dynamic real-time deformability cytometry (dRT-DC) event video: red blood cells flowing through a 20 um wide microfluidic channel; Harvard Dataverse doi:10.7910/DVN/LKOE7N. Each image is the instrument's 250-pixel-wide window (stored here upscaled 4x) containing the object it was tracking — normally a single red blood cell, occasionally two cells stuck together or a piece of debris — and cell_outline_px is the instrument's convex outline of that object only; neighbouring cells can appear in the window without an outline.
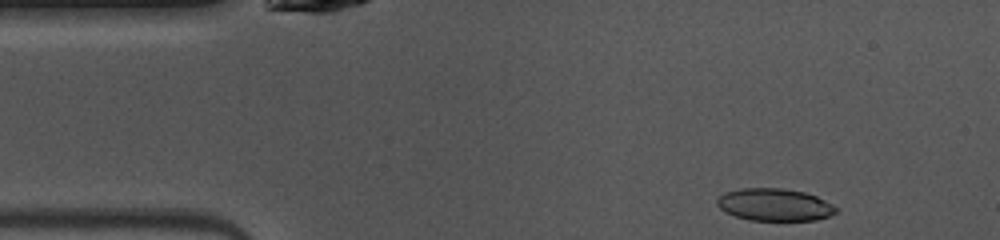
{"species": "common noctule bat (a hibernating species)", "species_latin": "Nyctalus noctula", "temperature_condition": "warm", "stored_images_in_passage": 43, "camera_frame_rate_fps": 3000, "um_per_image_px": 0.085, "animal": {"sex": "female", "body_mass_g": 10.0, "forearm_length_mm": 53.1}, "frame": {"image": 1, "passage_image": 1, "time_ms": 0.0, "image_size_px": [1000, 240], "cell_outline_px": [[840, 212], [816, 220], [748, 220], [724, 212], [716, 204], [716, 200], [724, 192], [740, 188], [780, 188], [804, 192], [816, 196], [840, 208]], "centroid_in_image_um": [65.85, 17.4], "position_along_channel_um": 19.2, "area_um2": 22.6}}
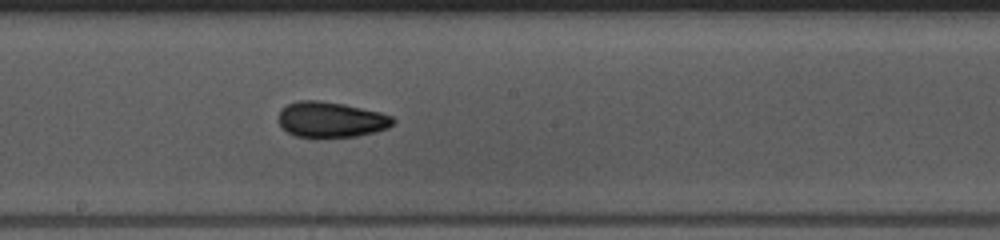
{"frame": {"image": 2, "passage_image": 20, "time_ms": 6.333, "image_size_px": [1000, 240], "cell_outline_px": [[396, 124], [388, 128], [376, 132], [356, 136], [296, 136], [288, 132], [280, 124], [280, 108], [288, 104], [300, 100], [320, 100], [344, 104], [380, 112], [392, 116], [396, 120]], "centroid_in_image_um": [28.19, 10.15], "position_along_channel_um": 220.0, "area_um2": 23.52}}
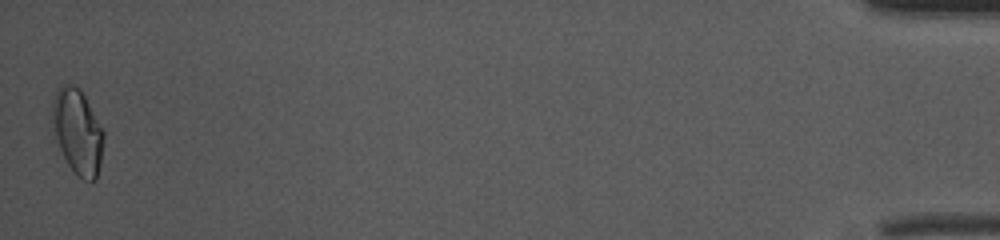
{"frame": {"image": 3, "passage_image": 43, "time_ms": 14.0, "image_size_px": [1000, 240], "cell_outline_px": [[104, 136], [100, 160], [96, 180], [84, 180], [76, 176], [68, 164], [60, 148], [56, 136], [52, 112], [52, 100], [56, 88], [64, 84], [68, 84], [80, 88], [104, 132]], "centroid_in_image_um": [6.59, 11.17], "position_along_channel_um": 428.6, "area_um2": 24.97}, "authors_computed_cell_mechanics": {"area_um2": 23.12, "velocity_mm_per_s": 4.0736, "shape_relaxation_time_tau1_ms": 8.5016, "shape_relaxation_time_tau2_ms": 2.7335, "deformation_change_tau1": 0.206, "deformation_change_tau2": 0.0743}}